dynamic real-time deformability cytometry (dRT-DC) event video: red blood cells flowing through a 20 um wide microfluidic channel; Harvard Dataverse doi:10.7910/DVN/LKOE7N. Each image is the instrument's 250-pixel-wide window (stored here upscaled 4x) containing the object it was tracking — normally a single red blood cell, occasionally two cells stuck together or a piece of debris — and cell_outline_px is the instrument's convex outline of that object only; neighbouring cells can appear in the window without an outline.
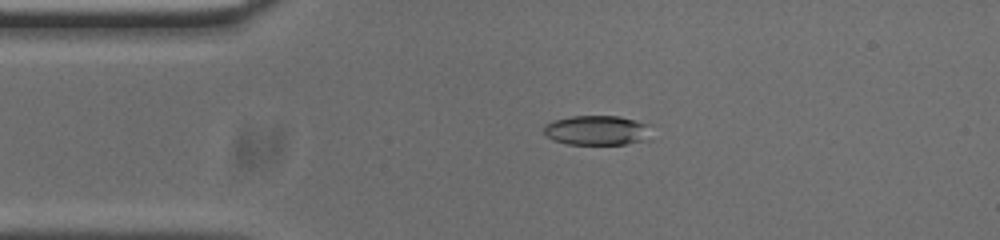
{"species": "common noctule bat (a hibernating species)", "species_latin": "Nyctalus noctula", "temperature_condition": "cold", "stored_images_in_passage": 47, "camera_frame_rate_fps": 3000, "um_per_image_px": 0.085, "animal": {"sex": "male", "body_mass_g": 20.0, "forearm_length_mm": 53.3}, "frame": {"image": 1, "passage_image": 5, "time_ms": 1.333, "image_size_px": [1000, 240], "cell_outline_px": [[648, 140], [624, 144], [568, 144], [552, 140], [544, 132], [544, 124], [556, 120], [572, 116], [620, 116], [648, 124]], "centroid_in_image_um": [50.72, 11.08], "position_along_channel_um": 34.3, "area_um2": 18.44}}
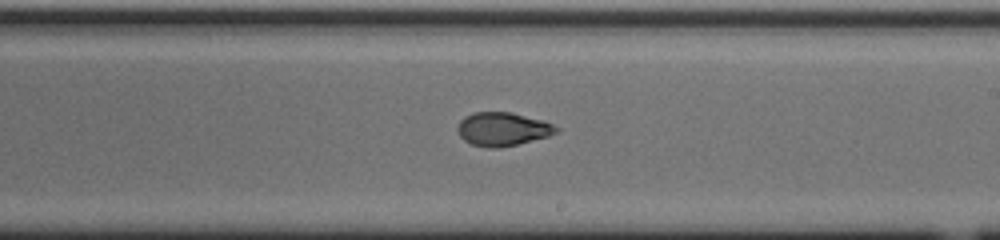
{"frame": {"image": 2, "passage_image": 24, "time_ms": 7.667, "image_size_px": [1000, 240], "cell_outline_px": [[560, 132], [548, 136], [500, 148], [488, 148], [472, 144], [464, 140], [460, 136], [456, 128], [460, 120], [464, 116], [472, 112], [512, 112], [540, 120], [552, 124], [560, 128]], "centroid_in_image_um": [42.7, 10.97], "position_along_channel_um": 246.3, "area_um2": 19.31}}
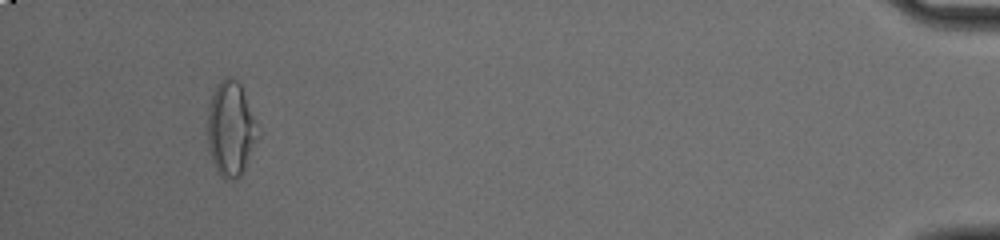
{"frame": {"image": 3, "passage_image": 44, "time_ms": 14.333, "image_size_px": [1000, 240], "cell_outline_px": [[264, 132], [240, 176], [232, 180], [224, 180], [216, 172], [208, 152], [208, 104], [212, 92], [216, 84], [220, 80], [228, 76], [232, 76], [240, 84]], "centroid_in_image_um": [19.67, 10.96], "position_along_channel_um": 415.5, "area_um2": 29.13}, "authors_computed_cell_mechanics": {"area_um2": 19.7676, "velocity_mm_per_s": 3.7707, "shape_relaxation_time_tau1_ms": null, "shape_relaxation_time_tau2_ms": 0.8445, "deformation_change_tau1": null, "deformation_change_tau2": 0.0496}}